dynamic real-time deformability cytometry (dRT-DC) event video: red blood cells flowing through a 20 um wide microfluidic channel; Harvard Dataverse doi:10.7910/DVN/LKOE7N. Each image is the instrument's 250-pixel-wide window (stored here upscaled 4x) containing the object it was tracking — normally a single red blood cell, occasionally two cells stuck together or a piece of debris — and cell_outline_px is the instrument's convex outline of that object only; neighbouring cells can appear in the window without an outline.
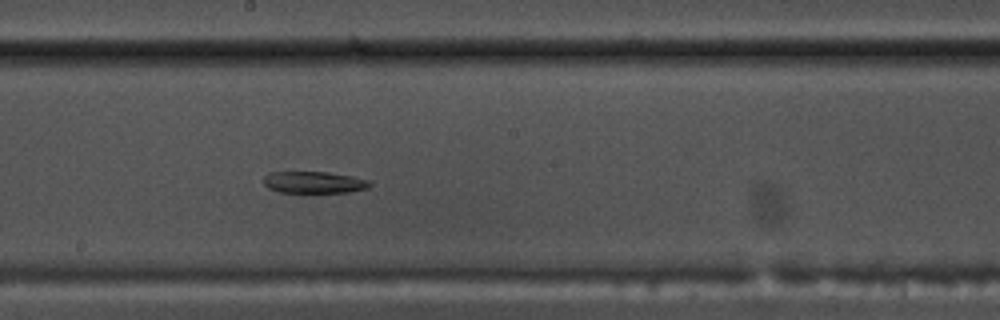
{"species": "common noctule bat (a hibernating species)", "species_latin": "Nyctalus noctula", "temperature_condition": "warm", "stored_images_in_passage": 39, "camera_frame_rate_fps": 3000, "um_per_image_px": 0.085, "animal": {"sex": "male", "body_mass_g": 17.5, "forearm_length_mm": 52.3}, "frame": {"image": 1, "passage_image": 14, "time_ms": 4.333, "image_size_px": [1000, 320], "cell_outline_px": [[372, 184], [368, 188], [348, 192], [280, 192], [268, 188], [264, 184], [264, 176], [268, 172], [328, 172], [352, 176], [368, 180]], "centroid_in_image_um": [26.68, 15.49], "position_along_channel_um": 221.5, "area_um2": 13.41}}
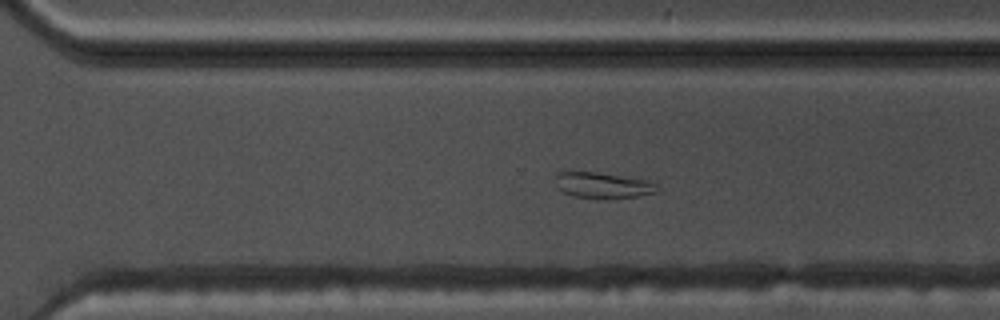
{"frame": {"image": 2, "passage_image": 22, "time_ms": 7.0, "image_size_px": [1000, 320], "cell_outline_px": [[660, 188], [656, 192], [640, 196], [596, 200], [572, 196], [564, 192], [560, 188], [556, 176], [556, 172], [560, 168], [568, 168], [596, 172], [644, 180], [656, 184]], "centroid_in_image_um": [51.14, 15.73], "position_along_channel_um": 319.5, "area_um2": 15.95}}
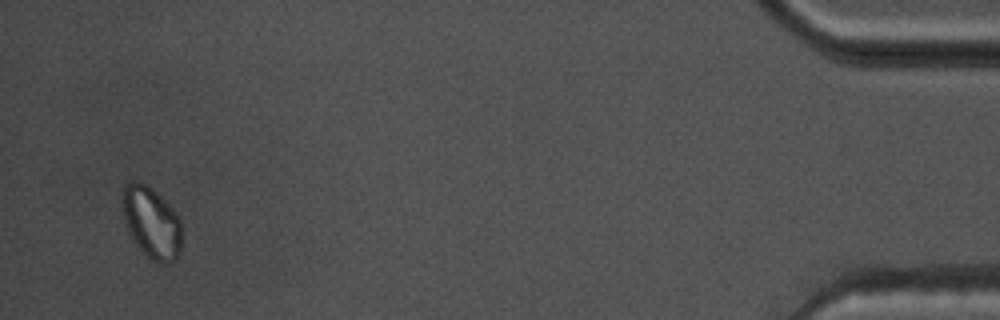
{"frame": {"image": 3, "passage_image": 37, "time_ms": 12.0, "image_size_px": [1000, 320], "cell_outline_px": [[180, 252], [176, 260], [168, 264], [160, 264], [152, 260], [136, 244], [124, 224], [120, 200], [120, 192], [124, 184], [132, 180], [140, 180], [152, 188], [176, 212], [180, 220]], "centroid_in_image_um": [12.82, 18.87], "position_along_channel_um": 422.4, "area_um2": 25.26}}